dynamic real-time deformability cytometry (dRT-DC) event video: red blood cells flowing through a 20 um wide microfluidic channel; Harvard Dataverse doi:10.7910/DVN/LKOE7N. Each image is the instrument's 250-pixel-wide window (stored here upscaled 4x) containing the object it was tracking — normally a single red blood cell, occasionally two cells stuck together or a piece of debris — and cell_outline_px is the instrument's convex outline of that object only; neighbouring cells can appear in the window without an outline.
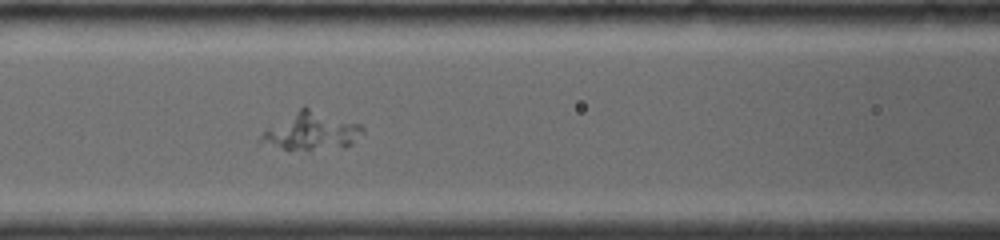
{"species": "common noctule bat (a hibernating species)", "species_latin": "Nyctalus noctula", "temperature_condition": "room temperature", "stored_images_in_passage": 33, "camera_frame_rate_fps": 4000, "um_per_image_px": 0.085, "animal": {"sex": "female", "body_mass_g": 19.0, "forearm_length_mm": 56.7}, "frame": {"image": 1, "passage_image": 10, "time_ms": 3.5, "image_size_px": [1000, 240], "cell_outline_px": [[364, 132], [352, 144], [344, 148], [288, 152], [260, 140], [260, 136], [268, 128], [304, 104], [360, 124], [364, 128]], "centroid_in_image_um": [26.52, 11.15], "position_along_channel_um": 140.1, "area_um2": 23.06}}
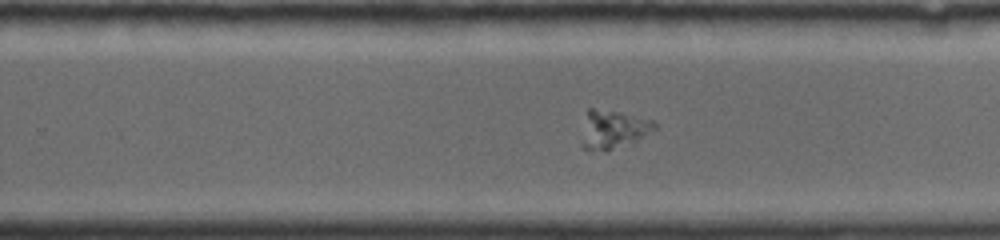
{"frame": {"image": 2, "passage_image": 19, "time_ms": 7.0, "image_size_px": [1000, 240], "cell_outline_px": [[660, 124], [656, 128], [632, 144], [608, 152], [604, 152], [584, 148], [580, 144], [588, 108], [592, 108], [620, 112], [656, 120]], "centroid_in_image_um": [52.17, 11.03], "position_along_channel_um": 277.6, "area_um2": 16.82}}
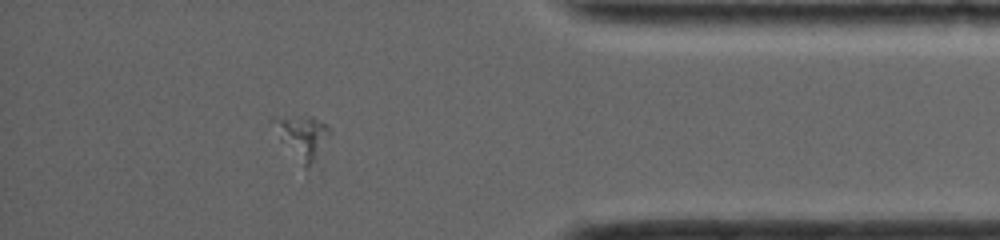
{"frame": {"image": 3, "passage_image": 28, "time_ms": 10.75, "image_size_px": [1000, 240], "cell_outline_px": [[328, 132], [312, 164], [308, 168], [304, 168], [280, 140], [280, 120], [296, 116], [312, 116], [328, 124]], "centroid_in_image_um": [25.79, 11.68], "position_along_channel_um": 409.4, "area_um2": 12.54}}